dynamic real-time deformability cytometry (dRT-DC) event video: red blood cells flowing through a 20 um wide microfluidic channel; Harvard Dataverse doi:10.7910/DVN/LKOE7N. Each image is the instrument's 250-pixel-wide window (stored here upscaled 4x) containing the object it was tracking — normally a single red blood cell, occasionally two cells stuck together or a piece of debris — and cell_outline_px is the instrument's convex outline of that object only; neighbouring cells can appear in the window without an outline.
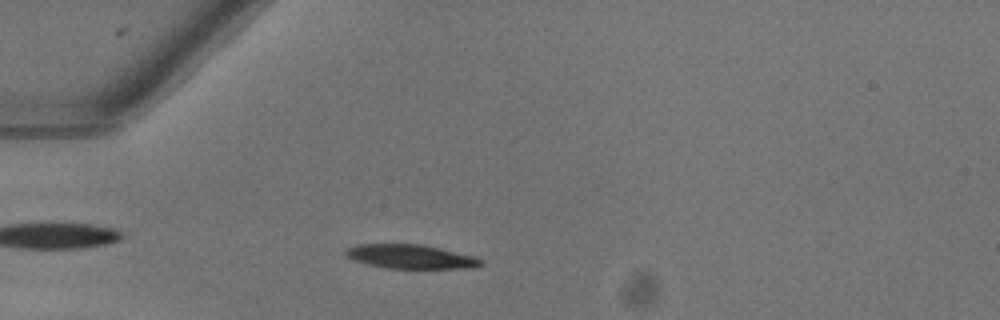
{"species": "common noctule bat (a hibernating species)", "species_latin": "Nyctalus noctula", "temperature_condition": "warm", "stored_images_in_passage": 48, "camera_frame_rate_fps": 3000, "um_per_image_px": 0.085, "animal": {"sex": "female"}, "frame": {"image": 1, "passage_image": 12, "time_ms": 3.667, "image_size_px": [1000, 320], "cell_outline_px": [[484, 264], [476, 268], [384, 268], [352, 260], [344, 252], [348, 248], [360, 244], [424, 244], [476, 256], [484, 260]], "centroid_in_image_um": [34.99, 21.81], "position_along_channel_um": 50.0, "area_um2": 19.13}}
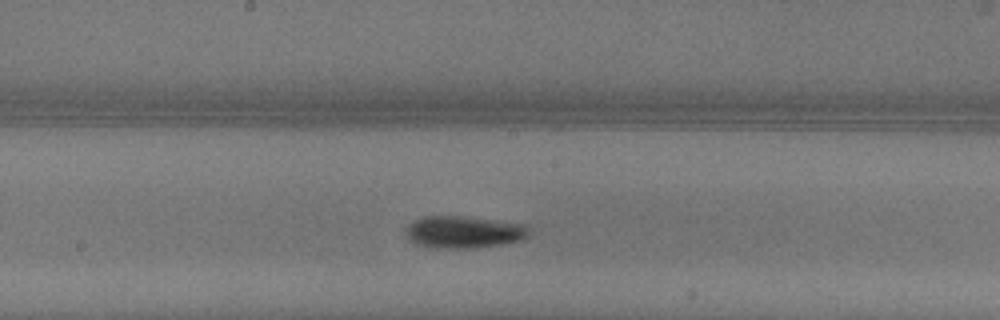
{"frame": {"image": 2, "passage_image": 25, "time_ms": 8.0, "image_size_px": [1000, 320], "cell_outline_px": [[528, 236], [520, 240], [504, 244], [476, 248], [432, 248], [416, 244], [408, 240], [404, 228], [412, 220], [420, 216], [460, 216], [524, 224], [528, 228]], "centroid_in_image_um": [39.33, 19.73], "position_along_channel_um": 208.9, "area_um2": 23.29}}
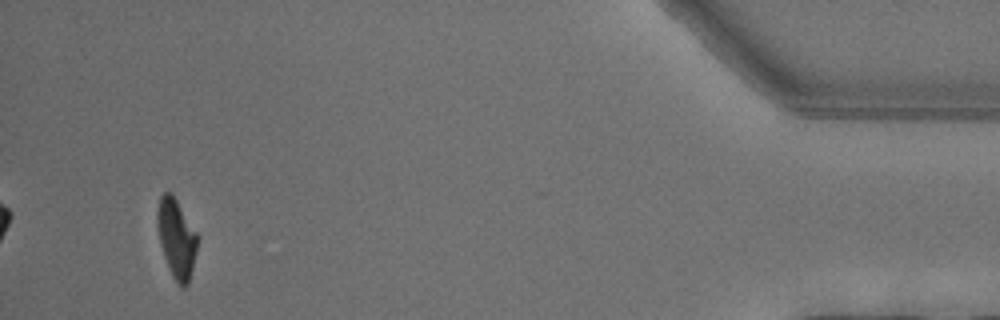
{"frame": {"image": 3, "passage_image": 46, "time_ms": 15.0, "image_size_px": [1000, 320], "cell_outline_px": [[200, 236], [188, 284], [184, 288], [180, 288], [172, 276], [164, 256], [160, 244], [156, 224], [156, 212], [160, 196], [164, 192], [172, 192]], "centroid_in_image_um": [15.0, 20.23], "position_along_channel_um": 420.2, "area_um2": 18.9}, "authors_computed_cell_mechanics": {"area_um2": 20.23, "velocity_mm_per_s": 4.0621, "shape_relaxation_time_tau1_ms": 2.4502, "shape_relaxation_time_tau2_ms": null, "deformation_change_tau1": 0.1603, "deformation_change_tau2": null}}